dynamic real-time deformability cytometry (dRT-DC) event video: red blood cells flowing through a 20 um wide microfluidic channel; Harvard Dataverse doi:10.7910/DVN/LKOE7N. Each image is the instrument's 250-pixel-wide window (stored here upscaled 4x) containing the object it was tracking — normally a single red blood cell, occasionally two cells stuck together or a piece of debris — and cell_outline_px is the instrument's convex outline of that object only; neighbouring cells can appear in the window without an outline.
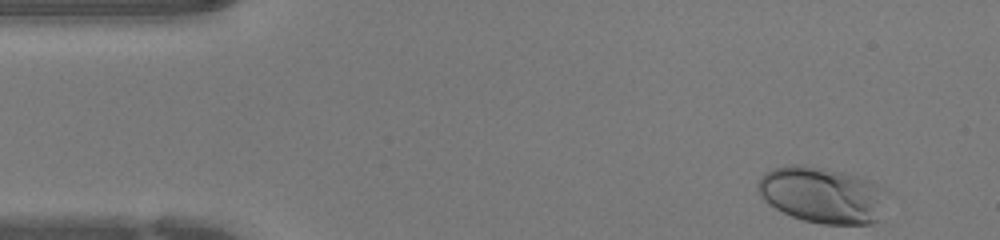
{"species": "human", "species_latin": "Homo sapiens", "temperature_condition": "warm", "stored_images_in_passage": 35, "camera_frame_rate_fps": 3000, "um_per_image_px": 0.085, "donor": {"sex": "female"}, "frame": {"image": 1, "passage_image": 1, "time_ms": 0.0, "image_size_px": [1000, 240], "cell_outline_px": [[884, 188], [880, 220], [872, 224], [824, 224], [804, 220], [792, 216], [768, 204], [760, 196], [756, 188], [756, 184], [760, 176], [764, 172], [772, 168], [788, 164], [804, 164], [844, 172], [872, 180]], "centroid_in_image_um": [69.84, 16.55], "position_along_channel_um": 15.2, "area_um2": 42.6}}
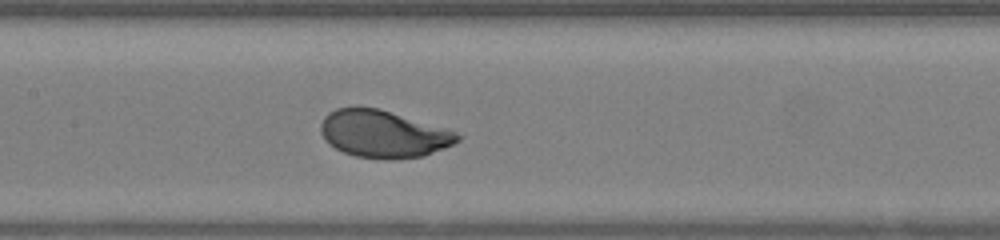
{"frame": {"image": 2, "passage_image": 18, "time_ms": 5.667, "image_size_px": [1000, 240], "cell_outline_px": [[464, 136], [460, 140], [444, 148], [424, 156], [392, 160], [388, 160], [356, 156], [344, 152], [328, 144], [320, 132], [320, 124], [324, 116], [328, 112], [336, 108], [356, 104], [380, 108]], "centroid_in_image_um": [32.49, 11.37], "position_along_channel_um": 174.9, "area_um2": 37.86}}
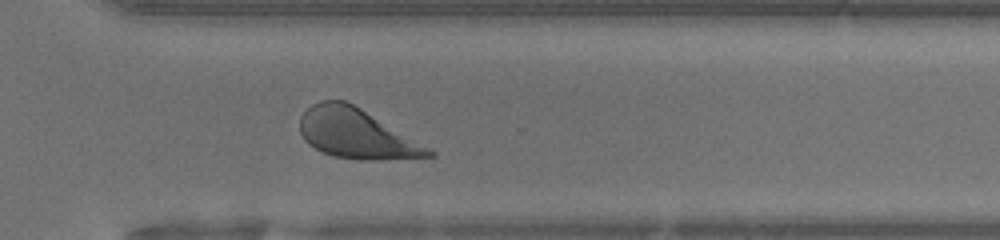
{"frame": {"image": 3, "passage_image": 29, "time_ms": 9.333, "image_size_px": [1000, 240], "cell_outline_px": [[436, 156], [376, 160], [360, 160], [332, 156], [320, 152], [308, 144], [304, 140], [300, 132], [300, 116], [312, 104], [320, 100], [344, 100], [360, 108], [432, 148], [436, 152]], "centroid_in_image_um": [30.29, 11.38], "position_along_channel_um": 340.3, "area_um2": 37.45}}